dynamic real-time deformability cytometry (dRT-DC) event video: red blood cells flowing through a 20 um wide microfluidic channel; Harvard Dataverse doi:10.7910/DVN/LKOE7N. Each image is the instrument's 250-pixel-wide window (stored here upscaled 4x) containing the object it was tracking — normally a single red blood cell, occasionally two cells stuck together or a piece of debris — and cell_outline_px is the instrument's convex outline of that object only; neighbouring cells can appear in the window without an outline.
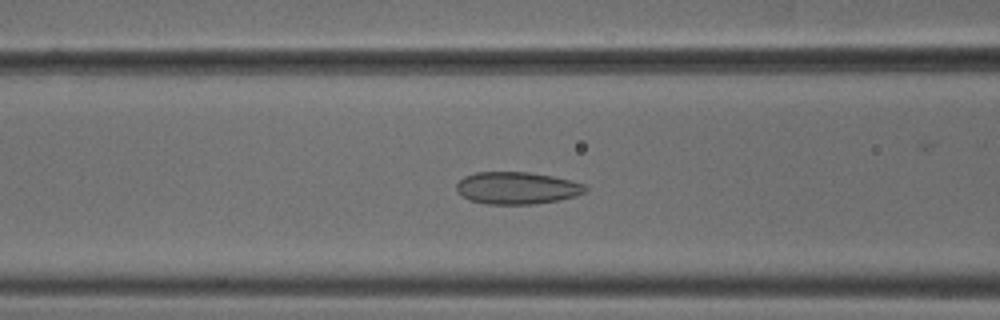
{"species": "common noctule bat (a hibernating species)", "species_latin": "Nyctalus noctula", "temperature_condition": "cold", "stored_images_in_passage": 42, "camera_frame_rate_fps": 3000, "um_per_image_px": 0.085, "animal": {"sex": "male", "body_mass_g": 18.8}, "frame": {"image": 1, "passage_image": 9, "time_ms": 2.667, "image_size_px": [1000, 320], "cell_outline_px": [[588, 188], [584, 192], [576, 196], [560, 200], [536, 204], [484, 204], [468, 200], [456, 192], [456, 184], [464, 176], [476, 172], [528, 172], [552, 176], [572, 180], [584, 184]], "centroid_in_image_um": [43.92, 15.99], "position_along_channel_um": 122.7, "area_um2": 24.45}}
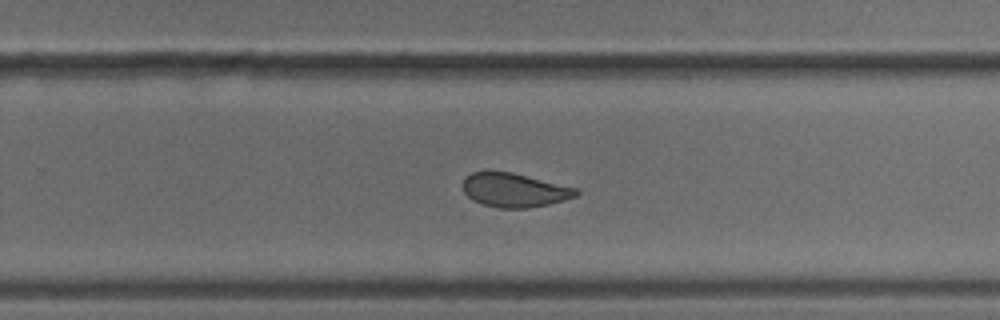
{"frame": {"image": 2, "passage_image": 22, "time_ms": 7.0, "image_size_px": [1000, 320], "cell_outline_px": [[580, 192], [576, 196], [564, 200], [548, 204], [528, 208], [496, 208], [472, 200], [464, 192], [464, 180], [472, 172], [512, 172], [576, 188]], "centroid_in_image_um": [43.74, 16.17], "position_along_channel_um": 286.1, "area_um2": 22.08}}
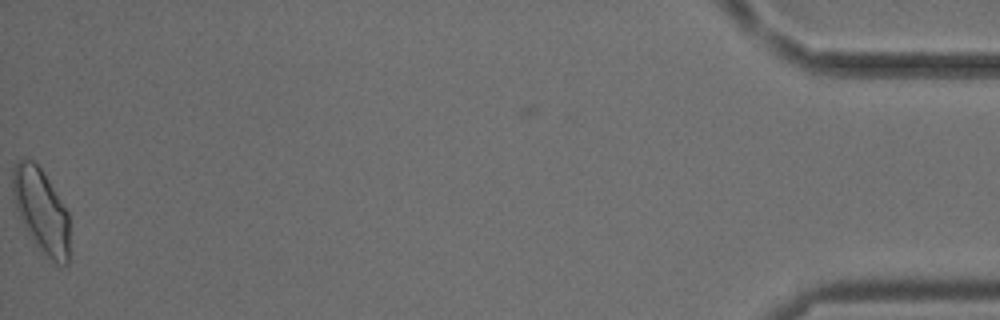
{"frame": {"image": 3, "passage_image": 41, "time_ms": 13.333, "image_size_px": [1000, 320], "cell_outline_px": [[68, 264], [56, 264], [44, 256], [32, 240], [24, 228], [16, 208], [12, 192], [12, 168], [20, 160], [32, 160], [40, 168], [48, 180], [68, 212]], "centroid_in_image_um": [3.48, 17.95], "position_along_channel_um": 431.7, "area_um2": 27.63}, "authors_computed_cell_mechanics": {"area_um2": 23.9292, "velocity_mm_per_s": 3.7701, "shape_relaxation_time_tau1_ms": null, "shape_relaxation_time_tau2_ms": 1.3618, "deformation_change_tau1": null, "deformation_change_tau2": 0.0573}}